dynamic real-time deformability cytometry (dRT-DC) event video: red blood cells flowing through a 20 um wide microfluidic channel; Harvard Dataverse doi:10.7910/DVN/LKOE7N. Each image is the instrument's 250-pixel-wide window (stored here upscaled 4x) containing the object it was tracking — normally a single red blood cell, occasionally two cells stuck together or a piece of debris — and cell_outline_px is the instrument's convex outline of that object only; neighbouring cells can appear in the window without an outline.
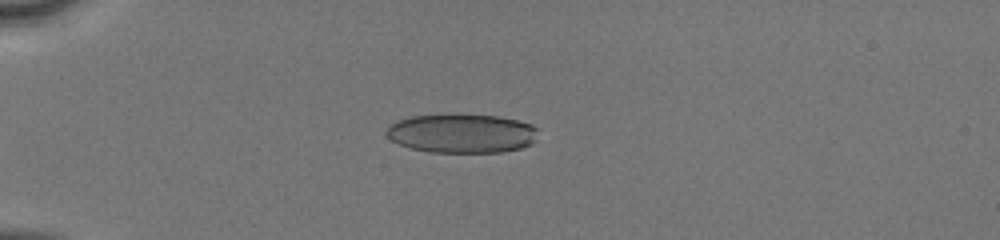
{"species": "human", "species_latin": "Homo sapiens", "temperature_condition": "cold", "stored_images_in_passage": 51, "camera_frame_rate_fps": 3000, "um_per_image_px": 0.085, "donor": {"sex": "male"}, "frame": {"image": 1, "passage_image": 15, "time_ms": 4.667, "image_size_px": [1000, 240], "cell_outline_px": [[536, 140], [532, 144], [520, 148], [504, 152], [432, 152], [412, 148], [400, 144], [392, 140], [384, 132], [396, 120], [412, 116], [440, 112], [496, 116], [516, 120], [532, 124], [536, 128]], "centroid_in_image_um": [39.24, 11.31], "position_along_channel_um": 45.8, "area_um2": 35.03}}
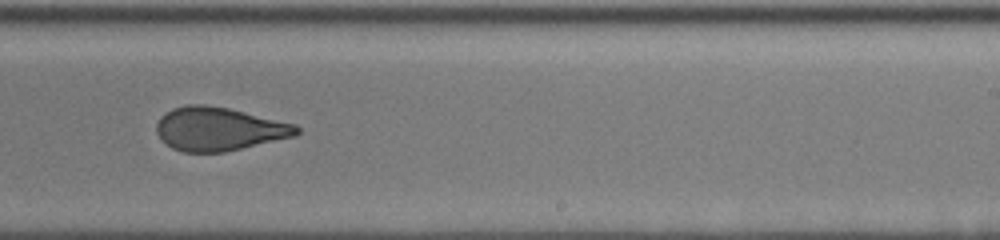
{"frame": {"image": 2, "passage_image": 34, "time_ms": 11.0, "image_size_px": [1000, 240], "cell_outline_px": [[300, 132], [296, 136], [224, 152], [184, 152], [172, 148], [156, 132], [156, 124], [160, 116], [164, 112], [172, 108], [188, 104], [204, 104], [228, 108], [296, 124], [300, 128]], "centroid_in_image_um": [18.61, 10.95], "position_along_channel_um": 270.4, "area_um2": 35.49}}
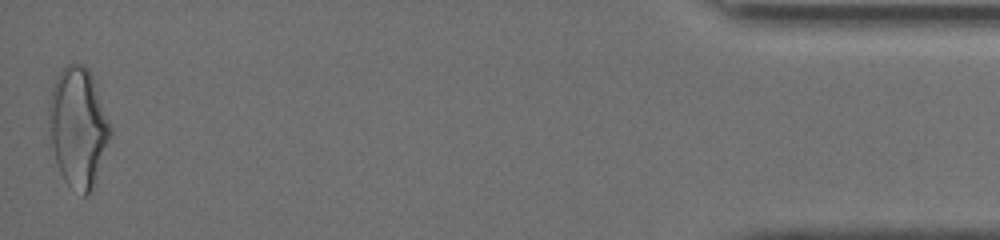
{"frame": {"image": 3, "passage_image": 51, "time_ms": 16.667, "image_size_px": [1000, 240], "cell_outline_px": [[112, 136], [92, 188], [88, 196], [84, 196], [68, 184], [64, 180], [60, 172], [56, 160], [48, 128], [48, 108], [52, 88], [56, 76], [68, 64], [84, 64], [88, 68], [92, 76], [112, 128]], "centroid_in_image_um": [6.64, 10.8], "position_along_channel_um": 428.6, "area_um2": 42.66}, "authors_computed_cell_mechanics": {"area_um2": 36.5874, "velocity_mm_per_s": 4.1353, "shape_relaxation_time_tau1_ms": 4.3755, "shape_relaxation_time_tau2_ms": 1.1064, "deformation_change_tau1": 0.1595, "deformation_change_tau2": 0.0793}}